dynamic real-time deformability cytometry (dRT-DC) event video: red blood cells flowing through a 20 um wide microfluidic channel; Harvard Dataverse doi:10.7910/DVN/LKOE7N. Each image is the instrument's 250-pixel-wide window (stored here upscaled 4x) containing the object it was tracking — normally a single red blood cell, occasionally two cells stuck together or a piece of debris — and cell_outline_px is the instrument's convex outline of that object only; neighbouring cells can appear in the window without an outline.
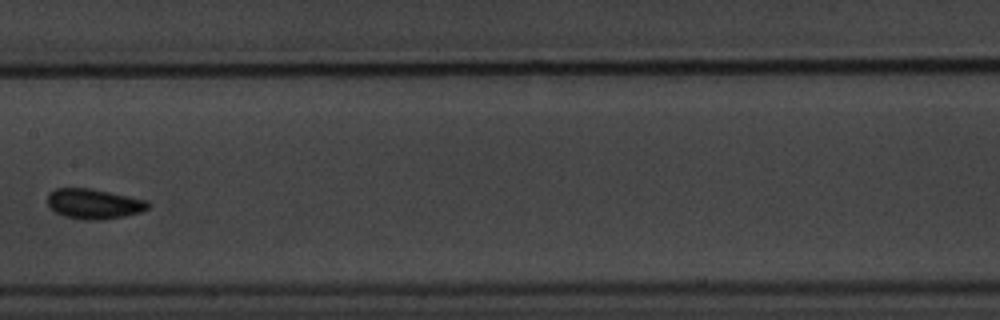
{"species": "common noctule bat (a hibernating species)", "species_latin": "Nyctalus noctula", "temperature_condition": "warm", "stored_images_in_passage": 9, "camera_frame_rate_fps": 3000, "um_per_image_px": 0.085, "animal": {"sex": "male", "body_mass_g": 20.1, "forearm_length_mm": 53.5}, "frame": {"image": 1, "passage_image": 6, "time_ms": 6.0, "image_size_px": [1000, 320], "cell_outline_px": [[152, 204], [148, 208], [140, 212], [124, 216], [100, 220], [84, 220], [64, 216], [56, 212], [48, 204], [48, 192], [56, 188], [92, 188], [148, 200]], "centroid_in_image_um": [8.0, 17.32], "position_along_channel_um": 199.4, "area_um2": 17.74}}
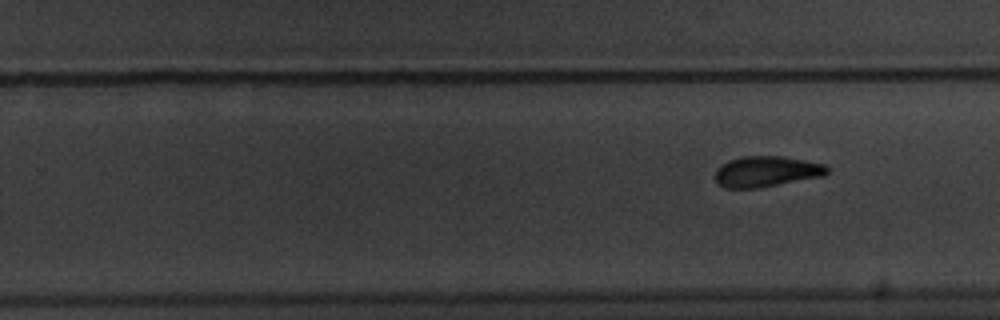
{"frame": {"image": 2, "passage_image": 9, "time_ms": 10.333, "image_size_px": [1000, 320], "cell_outline_px": [[832, 168], [824, 176], [756, 188], [724, 188], [716, 180], [716, 168], [728, 160], [744, 156], [780, 156], [804, 160], [824, 164]], "centroid_in_image_um": [65.17, 14.57], "position_along_channel_um": 264.6, "area_um2": 20.0}}